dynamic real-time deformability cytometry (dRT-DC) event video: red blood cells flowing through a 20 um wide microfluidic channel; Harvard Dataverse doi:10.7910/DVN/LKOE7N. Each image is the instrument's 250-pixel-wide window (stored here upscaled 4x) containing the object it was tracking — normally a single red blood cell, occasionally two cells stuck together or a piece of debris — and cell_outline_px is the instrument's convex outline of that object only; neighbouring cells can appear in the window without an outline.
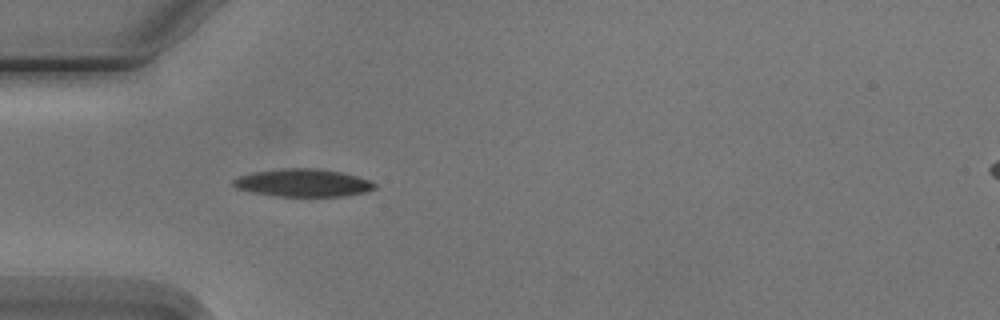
{"species": "Egyptian fruit bat (a non-hibernating species)", "species_latin": "Rousettus aegyptiacus", "temperature_condition": "cold", "stored_images_in_passage": 3, "camera_frame_rate_fps": 3000, "um_per_image_px": 0.085, "animal": {"sex": "male"}, "frame": {"image": 1, "passage_image": 3, "time_ms": 3.333, "image_size_px": [1000, 320], "cell_outline_px": [[376, 188], [364, 192], [344, 196], [276, 196], [252, 192], [236, 188], [232, 184], [232, 180], [236, 176], [252, 172], [280, 168], [316, 168], [340, 172], [356, 176], [368, 180], [376, 184]], "centroid_in_image_um": [25.69, 15.53], "position_along_channel_um": 59.3, "area_um2": 22.89}}